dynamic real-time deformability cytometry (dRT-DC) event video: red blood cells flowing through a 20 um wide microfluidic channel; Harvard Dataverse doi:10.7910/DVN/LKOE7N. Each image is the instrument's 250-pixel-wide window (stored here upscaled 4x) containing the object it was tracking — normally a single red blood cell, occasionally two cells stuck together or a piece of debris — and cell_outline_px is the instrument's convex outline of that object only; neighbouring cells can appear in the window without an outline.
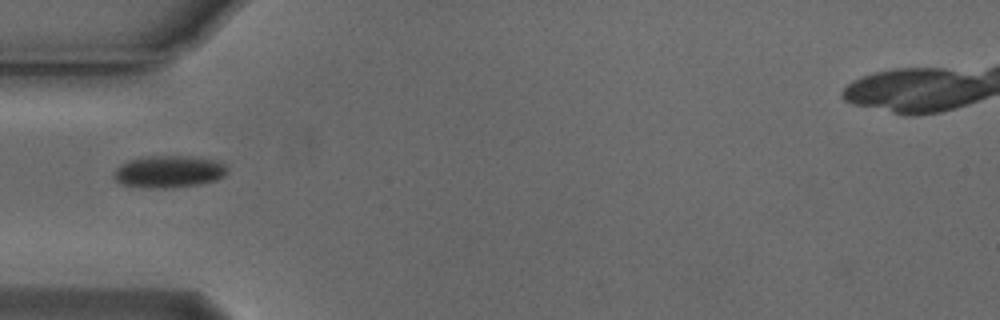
{"species": "Egyptian fruit bat (a non-hibernating species)", "species_latin": "Rousettus aegyptiacus", "temperature_condition": "cold", "stored_images_in_passage": 38, "camera_frame_rate_fps": 3000, "um_per_image_px": 0.085, "animal": {"sex": "male"}, "frame": {"image": 1, "passage_image": 1, "time_ms": 0.0, "image_size_px": [1000, 320], "cell_outline_px": [[228, 172], [224, 176], [216, 180], [200, 184], [168, 188], [148, 188], [120, 184], [112, 176], [116, 168], [120, 164], [128, 160], [148, 156], [192, 156], [220, 160], [228, 168]], "centroid_in_image_um": [14.37, 14.58], "position_along_channel_um": 70.6, "area_um2": 21.56}}
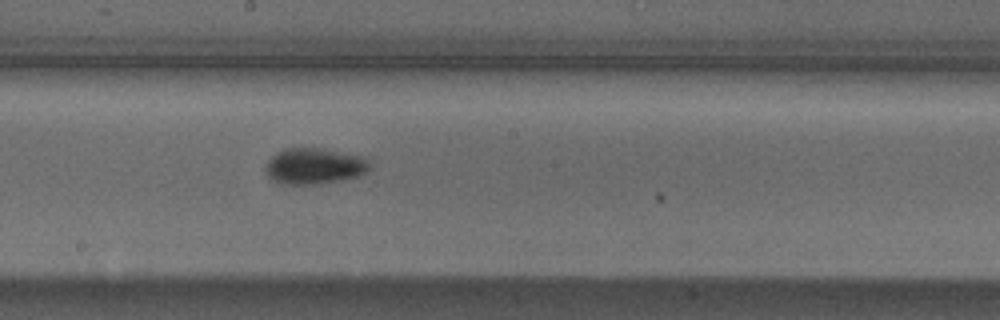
{"frame": {"image": 2, "passage_image": 13, "time_ms": 4.0, "image_size_px": [1000, 320], "cell_outline_px": [[372, 168], [368, 172], [344, 180], [316, 184], [280, 184], [272, 180], [264, 172], [264, 168], [268, 160], [276, 152], [288, 148], [320, 148], [364, 156], [368, 160]], "centroid_in_image_um": [26.72, 14.12], "position_along_channel_um": 221.5, "area_um2": 22.2}}
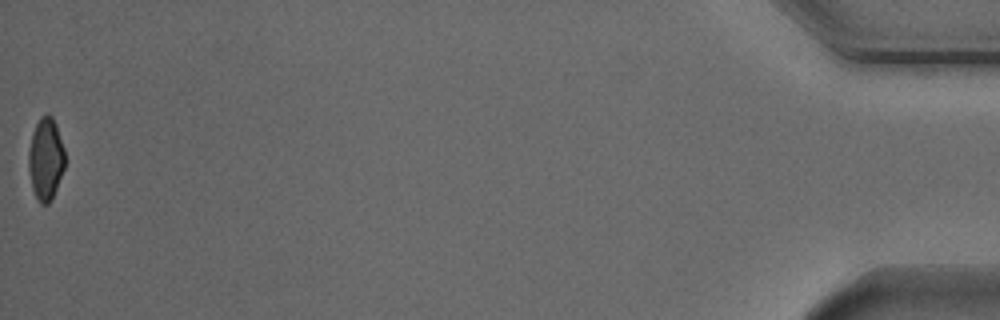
{"frame": {"image": 3, "passage_image": 38, "time_ms": 12.333, "image_size_px": [1000, 320], "cell_outline_px": [[64, 168], [52, 200], [48, 204], [40, 204], [32, 188], [28, 168], [28, 152], [32, 132], [40, 116], [48, 112], [52, 116], [56, 124], [64, 148]], "centroid_in_image_um": [3.88, 13.49], "position_along_channel_um": 431.3, "area_um2": 17.57}, "authors_computed_cell_mechanics": {"area_um2": 20.3745, "velocity_mm_per_s": 3.7667, "shape_relaxation_time_tau1_ms": 3.1462, "shape_relaxation_time_tau2_ms": null, "deformation_change_tau1": 0.0796, "deformation_change_tau2": null}}